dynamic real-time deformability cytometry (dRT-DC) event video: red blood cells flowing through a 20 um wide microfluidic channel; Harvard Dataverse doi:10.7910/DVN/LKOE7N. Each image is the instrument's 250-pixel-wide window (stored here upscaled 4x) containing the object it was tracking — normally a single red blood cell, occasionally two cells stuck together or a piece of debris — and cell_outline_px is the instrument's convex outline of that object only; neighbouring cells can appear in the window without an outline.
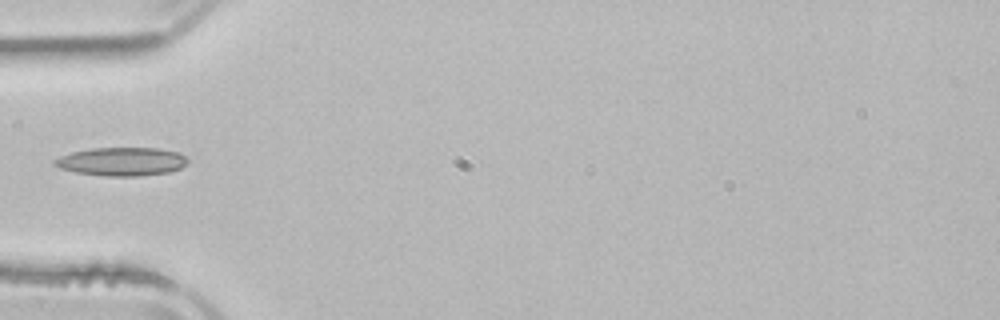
{"species": "common noctule bat (a hibernating species)", "species_latin": "Nyctalus noctula", "temperature_condition": "room temperature", "stored_images_in_passage": 1, "camera_frame_rate_fps": 3000, "um_per_image_px": 0.085, "animal": {"sex": "male", "body_mass_g": 21.5, "forearm_length_mm": 52.0}, "frame": {"image": 1, "passage_image": 1, "time_ms": 0.0, "image_size_px": [1000, 320], "cell_outline_px": [[188, 160], [180, 168], [168, 172], [140, 176], [104, 176], [76, 172], [60, 168], [52, 164], [52, 160], [60, 156], [72, 152], [92, 148], [156, 148], [176, 152], [184, 156]], "centroid_in_image_um": [10.29, 13.73], "position_along_channel_um": 74.7, "area_um2": 21.91}}